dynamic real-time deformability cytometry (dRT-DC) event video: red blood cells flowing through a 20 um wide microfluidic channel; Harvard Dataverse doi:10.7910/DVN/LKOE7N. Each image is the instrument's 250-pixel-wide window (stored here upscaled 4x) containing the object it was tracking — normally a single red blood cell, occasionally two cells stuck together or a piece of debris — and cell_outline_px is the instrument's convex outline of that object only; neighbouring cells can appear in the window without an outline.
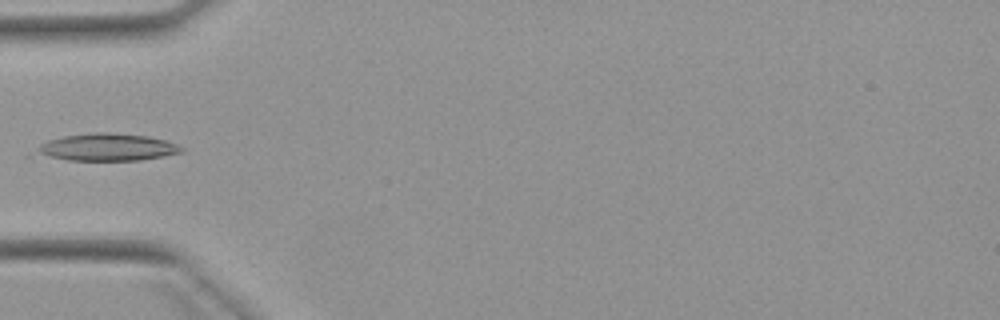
{"species": "Egyptian fruit bat (a non-hibernating species)", "species_latin": "Rousettus aegyptiacus", "temperature_condition": "warm", "stored_images_in_passage": 3, "camera_frame_rate_fps": 3000, "um_per_image_px": 0.085, "animal": {"sex": "female"}, "frame": {"image": 1, "passage_image": 3, "time_ms": 2.333, "image_size_px": [1000, 320], "cell_outline_px": [[184, 152], [164, 156], [140, 160], [68, 160], [24, 156], [40, 144], [48, 140], [64, 136], [96, 132], [112, 132], [148, 136], [164, 140], [176, 144], [184, 148]], "centroid_in_image_um": [8.92, 12.53], "position_along_channel_um": 76.1, "area_um2": 23.81}}